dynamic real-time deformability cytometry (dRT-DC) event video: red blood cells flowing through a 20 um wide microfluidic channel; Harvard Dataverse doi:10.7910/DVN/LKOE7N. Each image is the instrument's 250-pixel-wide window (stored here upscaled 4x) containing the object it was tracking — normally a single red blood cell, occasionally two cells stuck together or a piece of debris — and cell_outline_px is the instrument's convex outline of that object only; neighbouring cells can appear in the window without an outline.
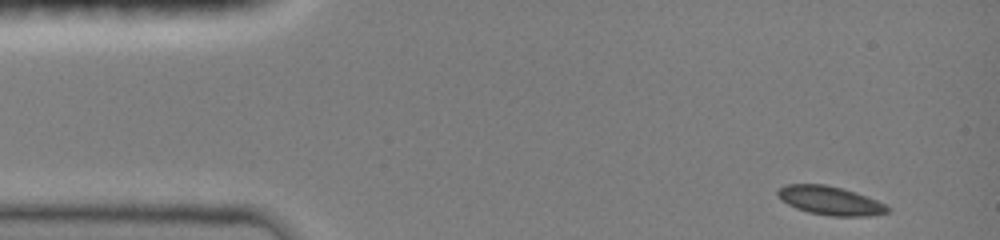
{"species": "common noctule bat (a hibernating species)", "species_latin": "Nyctalus noctula", "temperature_condition": "room temperature", "stored_images_in_passage": 12, "camera_frame_rate_fps": 3000, "um_per_image_px": 0.085, "animal": {"sex": "female", "body_mass_g": 19.0, "forearm_length_mm": 51.5}, "frame": {"image": 1, "passage_image": 1, "time_ms": 0.0, "image_size_px": [1000, 240], "cell_outline_px": [[892, 208], [888, 212], [868, 216], [832, 216], [808, 212], [796, 208], [780, 200], [776, 192], [780, 188], [788, 184], [824, 184], [840, 188], [876, 200]], "centroid_in_image_um": [70.53, 17.06], "position_along_channel_um": 14.5, "area_um2": 18.09}}
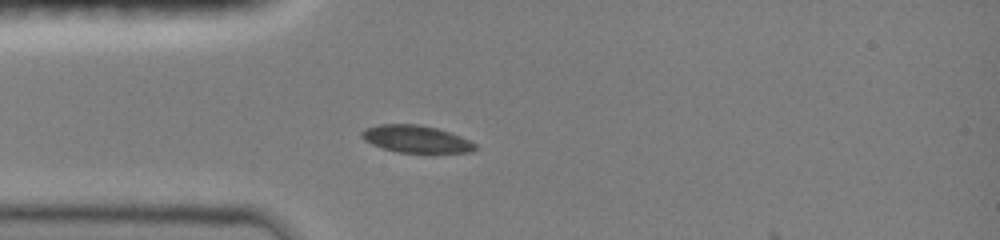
{"frame": {"image": 2, "passage_image": 10, "time_ms": 3.0, "image_size_px": [1000, 240], "cell_outline_px": [[476, 148], [472, 152], [400, 152], [384, 148], [372, 144], [364, 140], [360, 136], [360, 132], [364, 128], [380, 124], [420, 124], [436, 128], [460, 136], [476, 144]], "centroid_in_image_um": [35.32, 11.8], "position_along_channel_um": 49.7, "area_um2": 17.8}}